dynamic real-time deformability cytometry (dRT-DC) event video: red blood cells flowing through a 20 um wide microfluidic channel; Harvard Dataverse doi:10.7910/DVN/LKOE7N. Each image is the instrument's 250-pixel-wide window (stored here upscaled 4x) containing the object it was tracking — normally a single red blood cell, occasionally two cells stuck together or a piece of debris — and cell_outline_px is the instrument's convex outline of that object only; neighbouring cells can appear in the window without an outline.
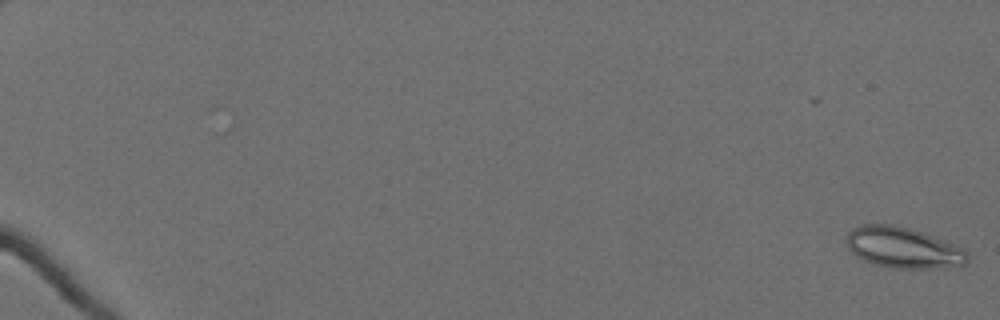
{"species": "Egyptian fruit bat (a non-hibernating species)", "species_latin": "Rousettus aegyptiacus", "temperature_condition": "cold", "stored_images_in_passage": 60, "camera_frame_rate_fps": 3000, "um_per_image_px": 0.085, "animal": {"sex": "female"}, "frame": {"image": 1, "passage_image": 1, "time_ms": 0.0, "image_size_px": [1000, 320], "cell_outline_px": [[968, 260], [964, 264], [932, 268], [892, 268], [872, 264], [856, 256], [848, 248], [848, 232], [852, 228], [860, 224], [896, 224], [932, 236], [964, 248], [968, 256]], "centroid_in_image_um": [76.73, 21.04], "position_along_channel_um": 8.3, "area_um2": 28.55}}
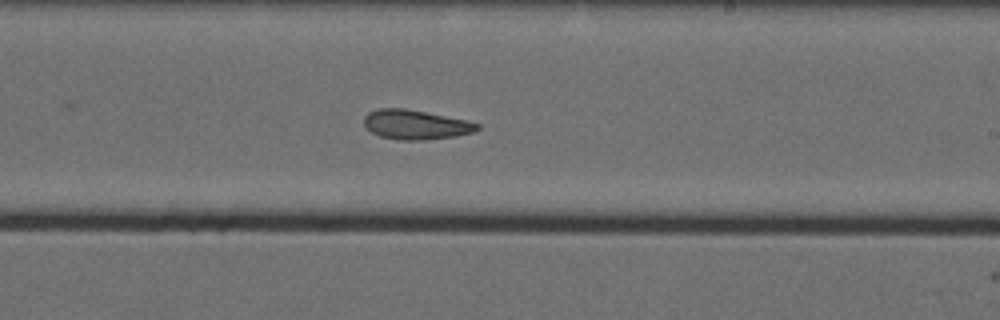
{"frame": {"image": 2, "passage_image": 40, "time_ms": 13.0, "image_size_px": [1000, 320], "cell_outline_px": [[480, 128], [476, 132], [456, 136], [424, 140], [400, 140], [380, 136], [372, 132], [364, 124], [364, 116], [368, 112], [376, 108], [404, 108], [468, 120], [480, 124]], "centroid_in_image_um": [35.36, 10.59], "position_along_channel_um": 253.6, "area_um2": 19.59}}
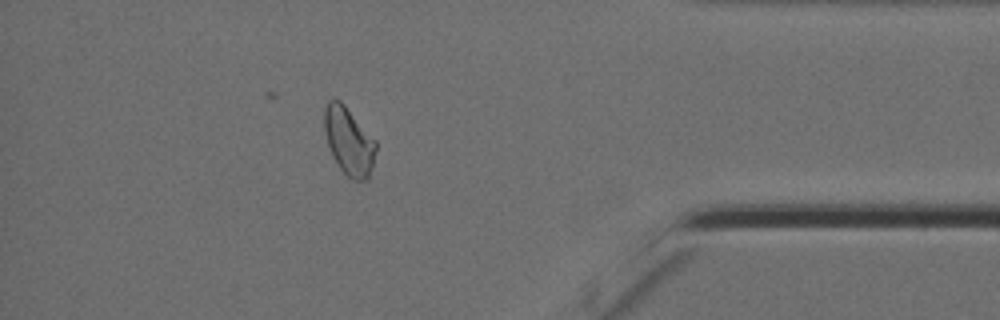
{"frame": {"image": 3, "passage_image": 55, "time_ms": 18.0, "image_size_px": [1000, 320], "cell_outline_px": [[376, 152], [368, 180], [352, 180], [340, 168], [332, 156], [328, 144], [324, 128], [324, 108], [328, 100], [340, 100], [344, 104], [376, 140]], "centroid_in_image_um": [29.66, 11.99], "position_along_channel_um": 405.5, "area_um2": 20.29}, "authors_computed_cell_mechanics": {"area_um2": 21.4438, "velocity_mm_per_s": 3.5319, "shape_relaxation_time_tau1_ms": null, "shape_relaxation_time_tau2_ms": 3.8679, "deformation_change_tau1": null, "deformation_change_tau2": 0.0939}}